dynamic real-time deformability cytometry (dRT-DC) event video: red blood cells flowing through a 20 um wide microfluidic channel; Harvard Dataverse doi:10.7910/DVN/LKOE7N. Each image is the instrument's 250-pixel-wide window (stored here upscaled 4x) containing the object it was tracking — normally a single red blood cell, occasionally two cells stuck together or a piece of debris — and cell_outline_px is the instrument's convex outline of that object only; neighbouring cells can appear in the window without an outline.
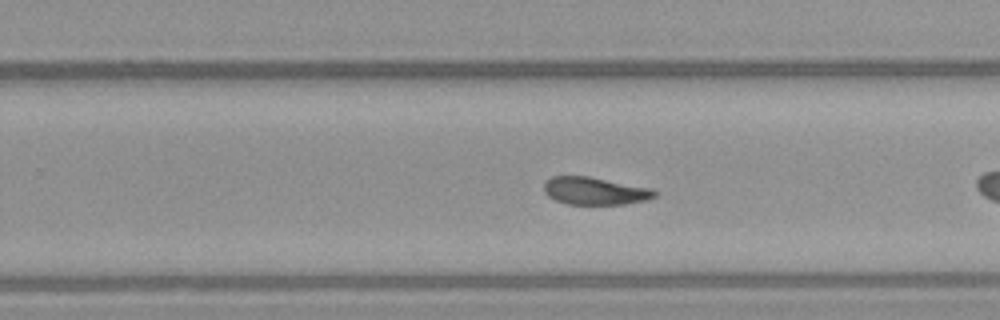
{"species": "common noctule bat (a hibernating species)", "species_latin": "Nyctalus noctula", "temperature_condition": "warm", "stored_images_in_passage": 23, "camera_frame_rate_fps": 3000, "um_per_image_px": 0.085, "animal": {"sex": "female", "body_mass_g": 21.9}, "frame": {"image": 1, "passage_image": 14, "time_ms": 4.333, "image_size_px": [1000, 320], "cell_outline_px": [[656, 196], [644, 200], [624, 204], [568, 204], [556, 200], [548, 196], [544, 192], [544, 180], [552, 176], [588, 176], [652, 188], [656, 192]], "centroid_in_image_um": [50.53, 16.22], "position_along_channel_um": 279.3, "area_um2": 17.74}}
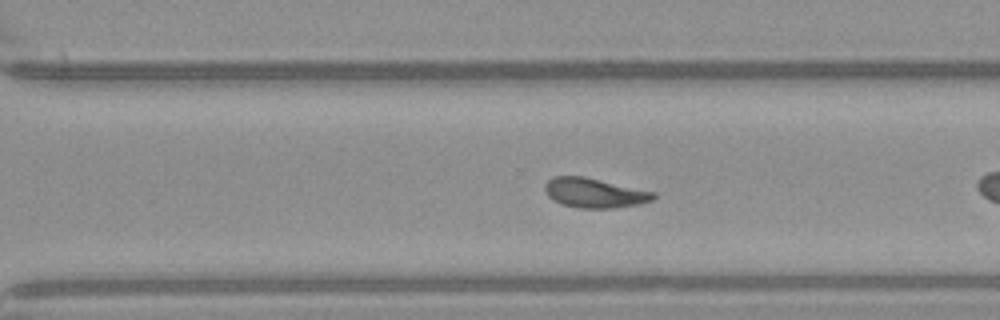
{"frame": {"image": 2, "passage_image": 17, "time_ms": 5.333, "image_size_px": [1000, 320], "cell_outline_px": [[656, 196], [652, 200], [640, 204], [612, 208], [576, 208], [560, 204], [552, 200], [544, 192], [544, 184], [552, 176], [584, 176], [656, 192]], "centroid_in_image_um": [50.49, 16.4], "position_along_channel_um": 320.1, "area_um2": 19.02}}
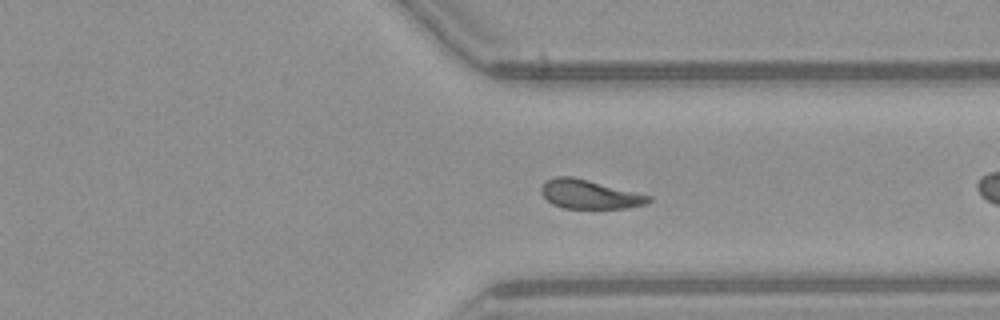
{"frame": {"image": 3, "passage_image": 20, "time_ms": 6.333, "image_size_px": [1000, 320], "cell_outline_px": [[652, 200], [644, 204], [624, 208], [564, 208], [552, 204], [540, 192], [540, 188], [548, 180], [556, 176], [572, 176], [652, 196]], "centroid_in_image_um": [50.09, 16.51], "position_along_channel_um": 361.3, "area_um2": 17.86}}